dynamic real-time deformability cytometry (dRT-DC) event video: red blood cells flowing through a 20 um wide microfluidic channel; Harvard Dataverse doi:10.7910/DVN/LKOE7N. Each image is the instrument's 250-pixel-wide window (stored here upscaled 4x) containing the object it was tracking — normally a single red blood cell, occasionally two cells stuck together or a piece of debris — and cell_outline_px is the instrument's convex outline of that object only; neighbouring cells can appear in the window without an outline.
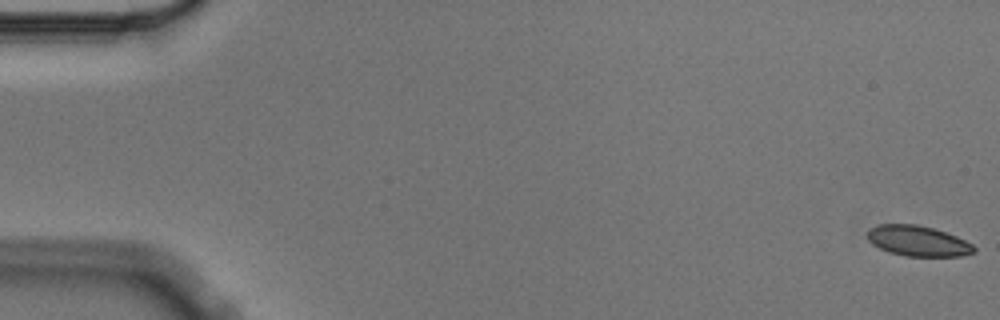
{"species": "Egyptian fruit bat (a non-hibernating species)", "species_latin": "Rousettus aegyptiacus", "temperature_condition": "cold", "stored_images_in_passage": 9, "camera_frame_rate_fps": 3000, "um_per_image_px": 0.085, "animal": {"sex": "male"}, "frame": {"image": 1, "passage_image": 1, "time_ms": 0.0, "image_size_px": [1000, 320], "cell_outline_px": [[976, 252], [960, 256], [904, 256], [888, 252], [872, 244], [868, 240], [868, 228], [876, 224], [916, 224], [932, 228], [956, 236], [972, 244], [976, 248]], "centroid_in_image_um": [77.99, 20.48], "position_along_channel_um": 7.0, "area_um2": 18.96}}
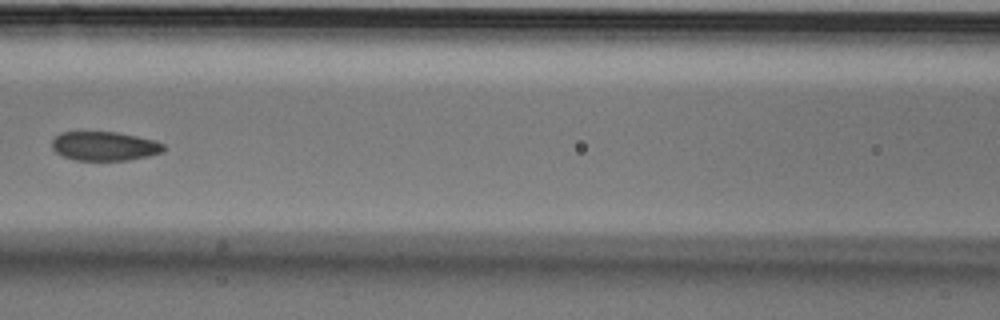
{"frame": {"image": 2, "passage_image": 8, "time_ms": 2.333, "image_size_px": [1000, 320], "cell_outline_px": [[164, 152], [148, 156], [128, 160], [76, 160], [64, 156], [56, 152], [52, 148], [52, 140], [60, 132], [116, 132], [156, 140], [164, 144]], "centroid_in_image_um": [8.9, 12.42], "position_along_channel_um": 157.7, "area_um2": 18.9}}
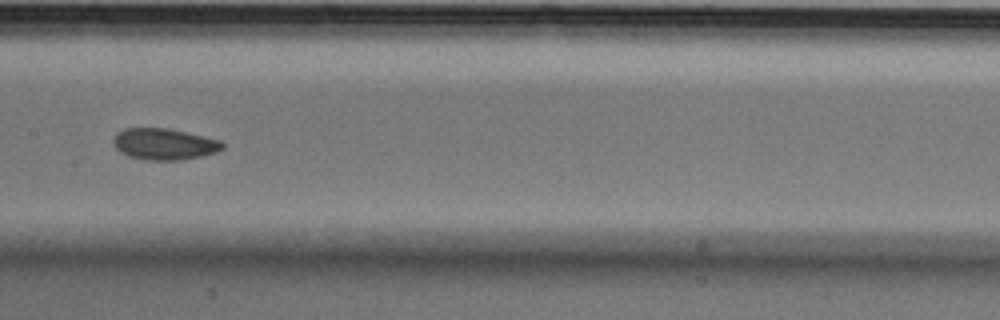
{"frame": {"image": 3, "passage_image": 9, "time_ms": 2.667, "image_size_px": [1000, 320], "cell_outline_px": [[224, 148], [216, 152], [200, 156], [180, 160], [148, 160], [128, 156], [120, 152], [112, 144], [112, 140], [116, 132], [124, 128], [168, 128], [204, 136], [220, 140], [224, 144]], "centroid_in_image_um": [13.92, 12.24], "position_along_channel_um": 193.5, "area_um2": 20.06}}